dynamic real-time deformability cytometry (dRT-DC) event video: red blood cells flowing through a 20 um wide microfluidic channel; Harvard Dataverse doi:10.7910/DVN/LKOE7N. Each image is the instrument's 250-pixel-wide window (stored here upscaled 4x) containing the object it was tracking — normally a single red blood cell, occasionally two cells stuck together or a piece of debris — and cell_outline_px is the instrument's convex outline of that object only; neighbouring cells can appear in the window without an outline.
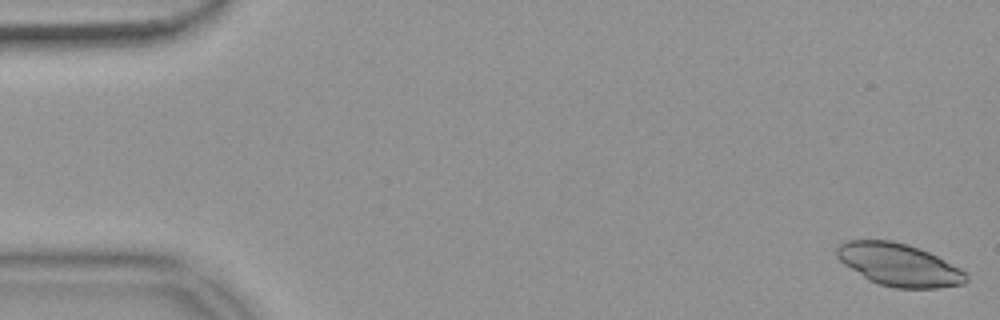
{"species": "common noctule bat (a hibernating species)", "species_latin": "Nyctalus noctula", "temperature_condition": "warm", "stored_images_in_passage": 55, "camera_frame_rate_fps": 3000, "um_per_image_px": 0.085, "animal": {"sex": "female", "body_mass_g": 18.4}, "frame": {"image": 1, "passage_image": 1, "time_ms": 0.0, "image_size_px": [1000, 320], "cell_outline_px": [[968, 280], [964, 284], [940, 288], [896, 288], [880, 284], [868, 280], [844, 264], [836, 256], [836, 248], [840, 244], [848, 240], [892, 240], [908, 244], [928, 252], [960, 268], [968, 276]], "centroid_in_image_um": [76.41, 22.51], "position_along_channel_um": 8.6, "area_um2": 31.96}}